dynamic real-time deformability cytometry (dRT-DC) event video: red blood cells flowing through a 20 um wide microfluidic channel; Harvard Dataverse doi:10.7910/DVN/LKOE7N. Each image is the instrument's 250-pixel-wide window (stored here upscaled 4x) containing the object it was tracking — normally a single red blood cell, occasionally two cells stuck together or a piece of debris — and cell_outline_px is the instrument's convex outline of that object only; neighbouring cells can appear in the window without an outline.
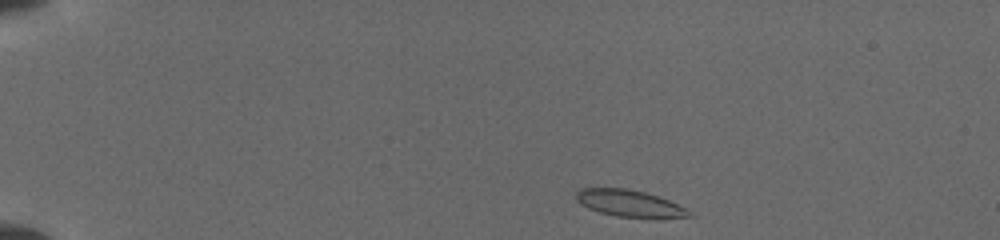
{"species": "common noctule bat (a hibernating species)", "species_latin": "Nyctalus noctula", "temperature_condition": "cold", "stored_images_in_passage": 57, "camera_frame_rate_fps": 3000, "um_per_image_px": 0.085, "animal": {"sex": "female", "body_mass_g": 19.5, "forearm_length_mm": 54.1}, "frame": {"image": 1, "passage_image": 1, "time_ms": 0.0, "image_size_px": [1000, 240], "cell_outline_px": [[696, 216], [660, 220], [616, 216], [600, 212], [588, 208], [580, 204], [576, 200], [576, 192], [580, 188], [624, 188], [644, 192], [668, 200], [692, 212]], "centroid_in_image_um": [53.57, 17.33], "position_along_channel_um": 31.4, "area_um2": 18.09}}
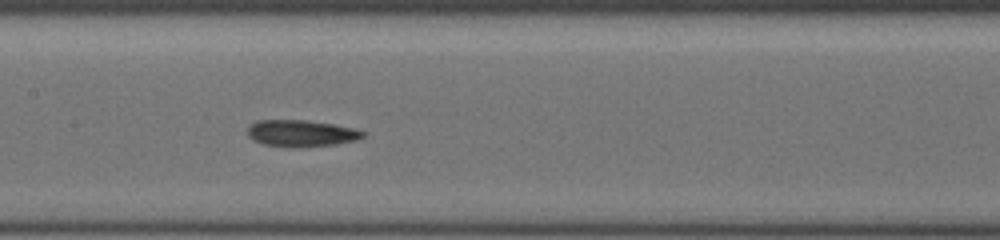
{"frame": {"image": 2, "passage_image": 37, "time_ms": 6.0, "image_size_px": [1000, 240], "cell_outline_px": [[368, 132], [364, 136], [356, 140], [336, 144], [292, 148], [284, 148], [264, 144], [252, 140], [248, 136], [248, 124], [256, 120], [308, 120], [336, 124], [356, 128]], "centroid_in_image_um": [25.61, 11.33], "position_along_channel_um": 181.8, "area_um2": 18.44}}
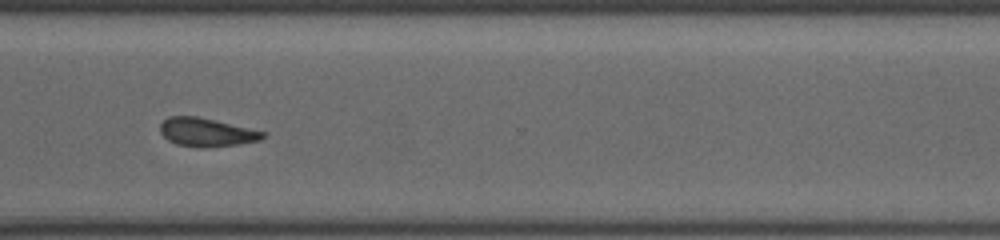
{"frame": {"image": 3, "passage_image": 56, "time_ms": 10.333, "image_size_px": [1000, 240], "cell_outline_px": [[268, 136], [260, 140], [236, 144], [208, 148], [200, 148], [176, 144], [168, 140], [160, 132], [160, 124], [168, 116], [196, 116], [268, 132]], "centroid_in_image_um": [17.58, 11.25], "position_along_channel_um": 353.0, "area_um2": 17.17}}